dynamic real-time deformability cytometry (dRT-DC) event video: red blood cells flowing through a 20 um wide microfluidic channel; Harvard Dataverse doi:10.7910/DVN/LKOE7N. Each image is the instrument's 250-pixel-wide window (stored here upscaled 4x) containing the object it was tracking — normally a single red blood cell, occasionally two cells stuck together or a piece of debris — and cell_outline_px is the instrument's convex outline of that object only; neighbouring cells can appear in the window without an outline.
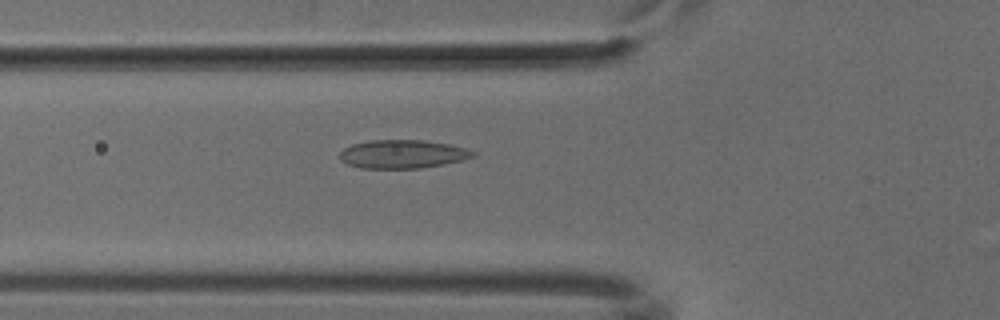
{"species": "common noctule bat (a hibernating species)", "species_latin": "Nyctalus noctula", "temperature_condition": "cold", "stored_images_in_passage": 52, "camera_frame_rate_fps": 3000, "um_per_image_px": 0.085, "animal": {"sex": "male", "body_mass_g": 18.8}, "frame": {"image": 1, "passage_image": 19, "time_ms": 6.0, "image_size_px": [1000, 320], "cell_outline_px": [[476, 156], [464, 160], [444, 164], [420, 168], [360, 168], [348, 164], [340, 160], [340, 152], [344, 148], [352, 144], [368, 140], [424, 140], [448, 144], [468, 148], [476, 152]], "centroid_in_image_um": [34.25, 13.09], "position_along_channel_um": 91.6, "area_um2": 22.25}}
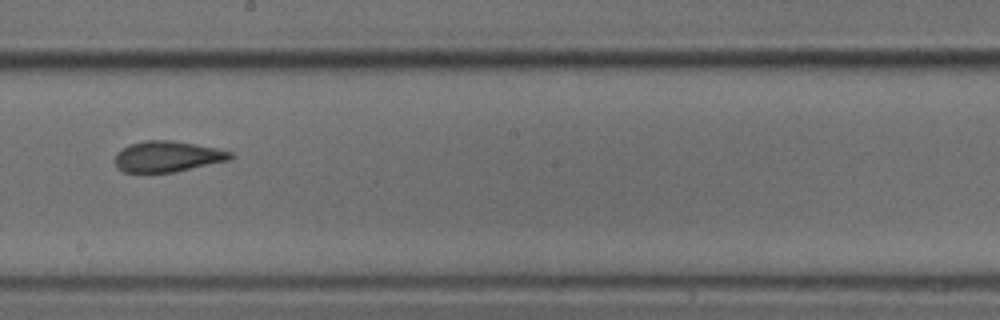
{"frame": {"image": 2, "passage_image": 30, "time_ms": 9.667, "image_size_px": [1000, 320], "cell_outline_px": [[236, 156], [228, 160], [176, 172], [124, 172], [116, 164], [116, 152], [120, 148], [128, 144], [144, 140], [172, 140], [216, 148], [232, 152]], "centroid_in_image_um": [14.23, 13.29], "position_along_channel_um": 234.0, "area_um2": 20.75}}
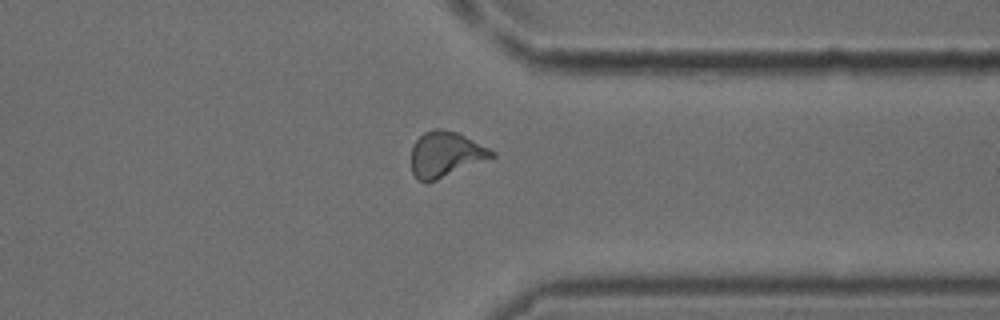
{"frame": {"image": 3, "passage_image": 41, "time_ms": 13.333, "image_size_px": [1000, 320], "cell_outline_px": [[496, 156], [436, 180], [416, 180], [412, 172], [412, 144], [424, 132], [432, 128], [440, 128], [456, 132], [496, 152]], "centroid_in_image_um": [37.85, 13.1], "position_along_channel_um": 373.5, "area_um2": 20.98}}